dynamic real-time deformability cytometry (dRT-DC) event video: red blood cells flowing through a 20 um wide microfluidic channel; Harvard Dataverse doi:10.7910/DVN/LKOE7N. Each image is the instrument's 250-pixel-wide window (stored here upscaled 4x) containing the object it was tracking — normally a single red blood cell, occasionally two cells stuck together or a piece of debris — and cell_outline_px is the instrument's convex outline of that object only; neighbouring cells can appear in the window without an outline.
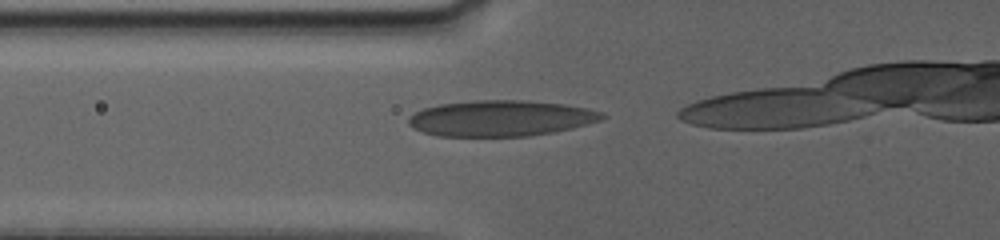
{"species": "human", "species_latin": "Homo sapiens", "temperature_condition": "warm", "stored_images_in_passage": 21, "camera_frame_rate_fps": 3000, "um_per_image_px": 0.085, "donor": {"sex": "female"}, "frame": {"image": 1, "passage_image": 16, "time_ms": 6.333, "image_size_px": [1000, 240], "cell_outline_px": [[608, 116], [600, 120], [588, 124], [572, 128], [552, 132], [528, 136], [436, 136], [412, 128], [408, 124], [408, 116], [424, 108], [440, 104], [476, 100], [528, 100], [564, 104], [588, 108], [604, 112]], "centroid_in_image_um": [42.58, 10.05], "position_along_channel_um": 83.2, "area_um2": 40.69}}
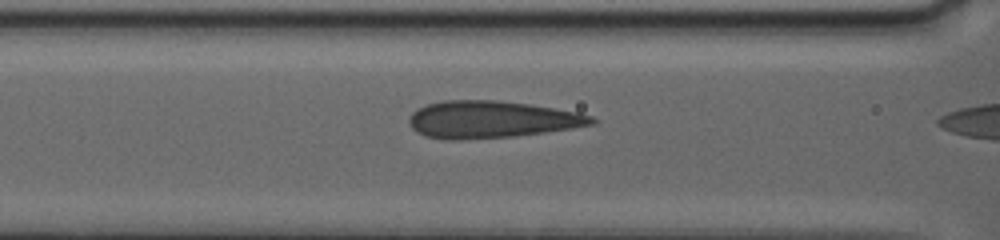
{"frame": {"image": 2, "passage_image": 19, "time_ms": 7.667, "image_size_px": [1000, 240], "cell_outline_px": [[596, 124], [572, 128], [544, 132], [512, 136], [460, 140], [448, 140], [424, 136], [416, 132], [412, 128], [408, 120], [408, 116], [416, 108], [428, 104], [444, 100], [496, 100], [528, 104], [580, 112], [592, 116], [596, 120]], "centroid_in_image_um": [41.74, 10.15], "position_along_channel_um": 124.9, "area_um2": 39.65}}